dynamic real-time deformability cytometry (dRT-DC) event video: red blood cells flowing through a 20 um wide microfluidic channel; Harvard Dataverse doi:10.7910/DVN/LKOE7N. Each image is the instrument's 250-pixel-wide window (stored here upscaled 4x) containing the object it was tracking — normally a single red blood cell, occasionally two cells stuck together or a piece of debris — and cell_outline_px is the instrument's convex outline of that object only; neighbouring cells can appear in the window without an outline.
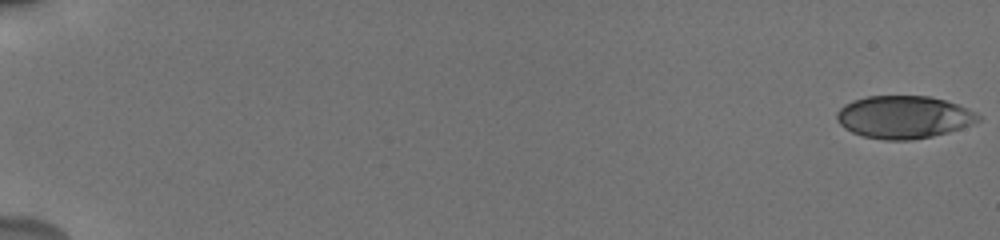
{"species": "human", "species_latin": "Homo sapiens", "temperature_condition": "cold", "stored_images_in_passage": 67, "camera_frame_rate_fps": 3000, "um_per_image_px": 0.085, "donor": {"sex": "male"}, "frame": {"image": 1, "passage_image": 1, "time_ms": 0.0, "image_size_px": [1000, 240], "cell_outline_px": [[980, 120], [960, 128], [948, 132], [932, 136], [912, 140], [884, 140], [864, 136], [852, 132], [844, 128], [836, 120], [836, 112], [844, 104], [852, 100], [868, 96], [928, 96], [944, 100], [968, 108], [976, 112], [980, 116]], "centroid_in_image_um": [76.79, 9.95], "position_along_channel_um": 8.2, "area_um2": 35.08}}
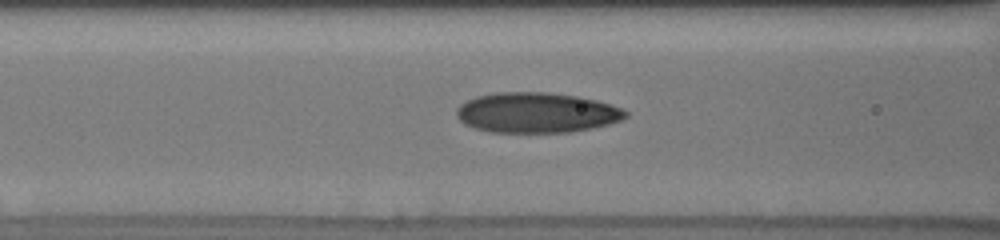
{"frame": {"image": 2, "passage_image": 33, "time_ms": 8.333, "image_size_px": [1000, 240], "cell_outline_px": [[628, 116], [624, 120], [592, 128], [572, 132], [488, 132], [464, 124], [456, 116], [456, 108], [460, 104], [476, 96], [496, 92], [548, 92], [580, 96], [596, 100], [620, 108], [628, 112]], "centroid_in_image_um": [45.61, 9.57], "position_along_channel_um": 121.0, "area_um2": 39.88}}
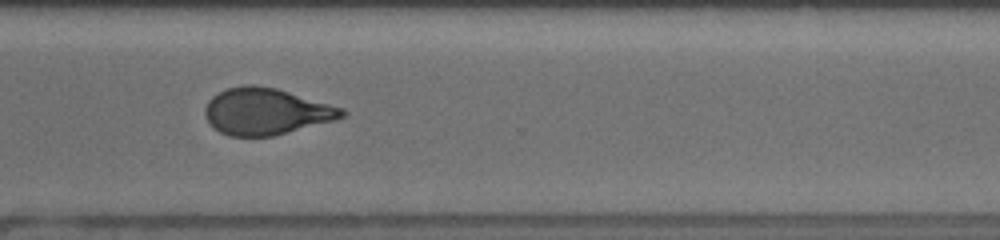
{"frame": {"image": 3, "passage_image": 54, "time_ms": 14.333, "image_size_px": [1000, 240], "cell_outline_px": [[348, 116], [336, 120], [272, 136], [228, 136], [212, 128], [204, 116], [204, 108], [208, 100], [212, 96], [228, 88], [244, 84], [256, 84], [276, 88], [344, 108], [348, 112]], "centroid_in_image_um": [22.61, 9.47], "position_along_channel_um": 348.0, "area_um2": 37.51}, "authors_computed_cell_mechanics": {"area_um2": 36.5874, "velocity_mm_per_s": 3.7871, "shape_relaxation_time_tau1_ms": 6.4215, "shape_relaxation_time_tau2_ms": 1.9826, "deformation_change_tau1": 0.1796, "deformation_change_tau2": 0.0998}}